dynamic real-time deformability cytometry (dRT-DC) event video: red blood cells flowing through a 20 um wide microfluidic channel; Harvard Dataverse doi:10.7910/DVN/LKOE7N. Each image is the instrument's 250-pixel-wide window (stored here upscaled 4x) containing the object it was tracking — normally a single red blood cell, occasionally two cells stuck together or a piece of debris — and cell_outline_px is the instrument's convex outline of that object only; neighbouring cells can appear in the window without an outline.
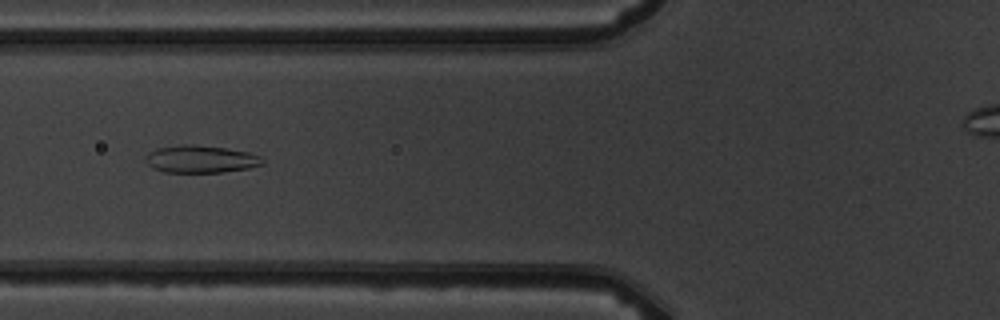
{"species": "common noctule bat (a hibernating species)", "species_latin": "Nyctalus noctula", "temperature_condition": "warm", "stored_images_in_passage": 9, "camera_frame_rate_fps": 3000, "um_per_image_px": 0.085, "animal": {"sex": "male", "body_mass_g": 19.5, "forearm_length_mm": 54.6}, "frame": {"image": 1, "passage_image": 7, "time_ms": 7.0, "image_size_px": [1000, 320], "cell_outline_px": [[264, 164], [248, 168], [224, 172], [164, 172], [152, 168], [144, 160], [144, 156], [148, 152], [156, 148], [180, 144], [192, 144], [224, 148], [248, 152], [260, 156], [264, 160]], "centroid_in_image_um": [17.02, 13.52], "position_along_channel_um": 108.8, "area_um2": 18.84}}
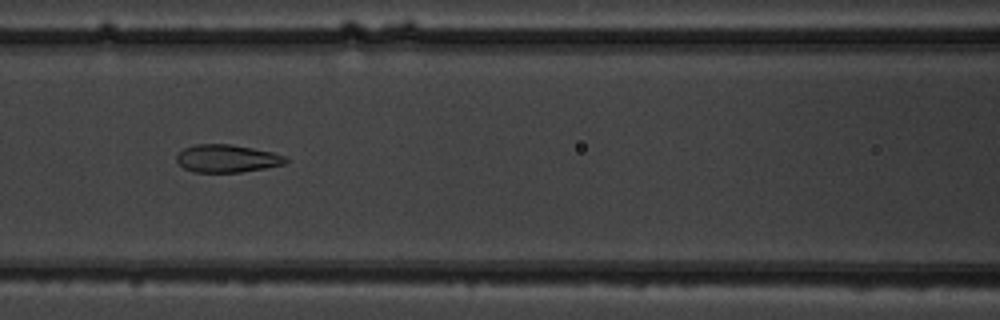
{"frame": {"image": 2, "passage_image": 8, "time_ms": 8.0, "image_size_px": [1000, 320], "cell_outline_px": [[288, 160], [284, 164], [264, 168], [240, 172], [196, 172], [184, 168], [176, 160], [176, 156], [184, 148], [196, 144], [232, 144], [272, 152], [284, 156]], "centroid_in_image_um": [19.28, 13.47], "position_along_channel_um": 147.3, "area_um2": 17.46}}
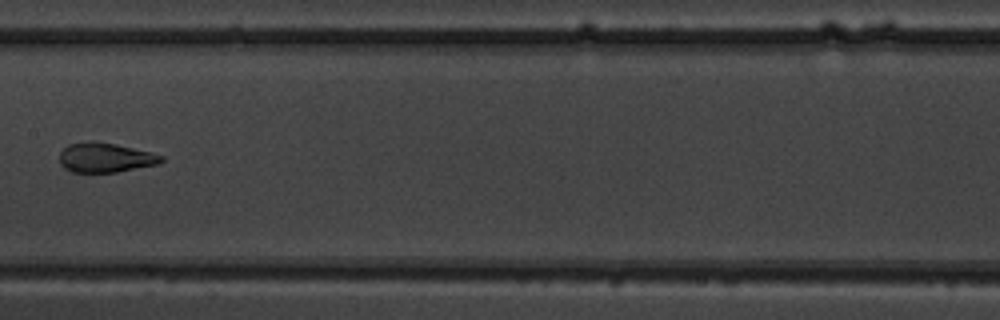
{"frame": {"image": 3, "passage_image": 9, "time_ms": 9.333, "image_size_px": [1000, 320], "cell_outline_px": [[164, 160], [160, 164], [116, 172], [72, 172], [64, 168], [60, 164], [60, 152], [68, 144], [92, 140], [116, 144], [164, 156]], "centroid_in_image_um": [8.94, 13.39], "position_along_channel_um": 198.5, "area_um2": 17.57}}